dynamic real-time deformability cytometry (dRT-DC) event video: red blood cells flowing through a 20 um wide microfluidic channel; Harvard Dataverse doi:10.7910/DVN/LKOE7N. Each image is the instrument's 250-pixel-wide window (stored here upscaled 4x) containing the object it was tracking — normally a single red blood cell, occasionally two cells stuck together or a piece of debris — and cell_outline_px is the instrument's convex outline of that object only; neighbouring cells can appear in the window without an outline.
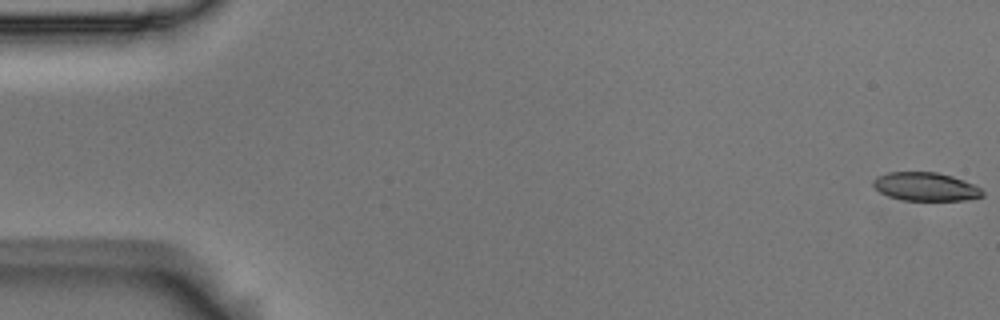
{"species": "Egyptian fruit bat (a non-hibernating species)", "species_latin": "Rousettus aegyptiacus", "temperature_condition": "room temperature", "stored_images_in_passage": 55, "camera_frame_rate_fps": 3000, "um_per_image_px": 0.085, "animal": {"sex": "male"}, "frame": {"image": 1, "passage_image": 1, "time_ms": 0.0, "image_size_px": [1000, 320], "cell_outline_px": [[984, 196], [964, 200], [904, 200], [888, 196], [880, 192], [872, 184], [872, 180], [876, 176], [888, 172], [936, 172], [952, 176], [964, 180], [980, 188], [984, 192]], "centroid_in_image_um": [78.66, 15.86], "position_along_channel_um": 6.3, "area_um2": 18.09}}
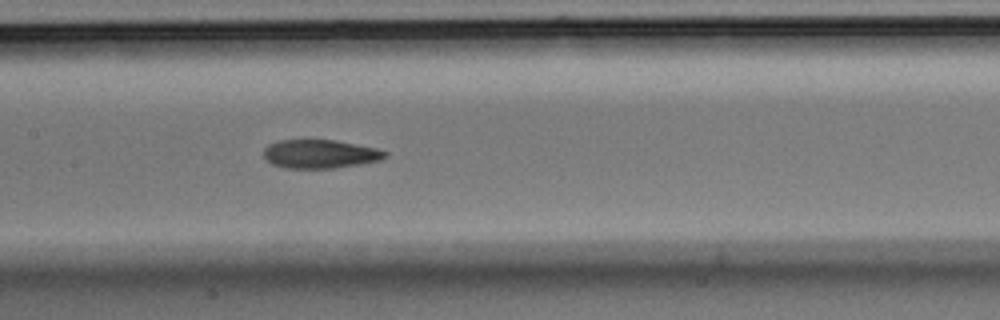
{"frame": {"image": 2, "passage_image": 27, "time_ms": 8.667, "image_size_px": [1000, 320], "cell_outline_px": [[388, 156], [380, 160], [360, 164], [336, 168], [284, 168], [272, 164], [264, 156], [264, 148], [268, 144], [280, 140], [332, 140], [376, 148], [388, 152]], "centroid_in_image_um": [27.2, 13.09], "position_along_channel_um": 180.2, "area_um2": 20.17}}
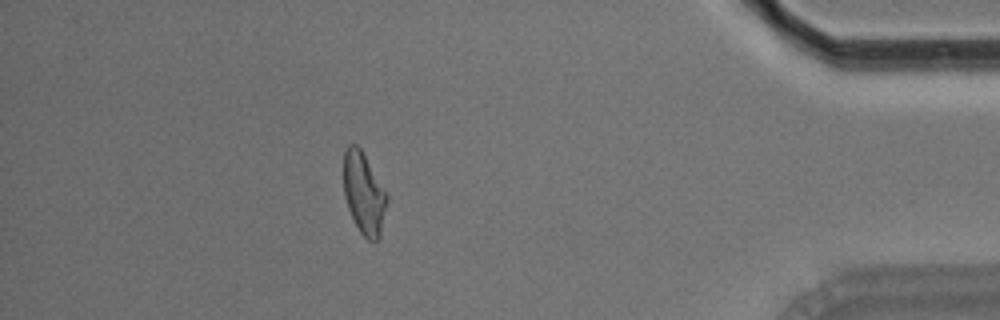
{"frame": {"image": 3, "passage_image": 49, "time_ms": 16.0, "image_size_px": [1000, 320], "cell_outline_px": [[388, 200], [380, 236], [376, 240], [368, 240], [360, 232], [348, 208], [344, 196], [344, 152], [348, 144], [356, 144], [360, 148], [388, 196]], "centroid_in_image_um": [30.92, 16.44], "position_along_channel_um": 404.3, "area_um2": 20.29}, "authors_computed_cell_mechanics": {"area_um2": 20.4612, "velocity_mm_per_s": 3.6733, "shape_relaxation_time_tau1_ms": null, "shape_relaxation_time_tau2_ms": 3.3625, "deformation_change_tau1": null, "deformation_change_tau2": 0.1099}}